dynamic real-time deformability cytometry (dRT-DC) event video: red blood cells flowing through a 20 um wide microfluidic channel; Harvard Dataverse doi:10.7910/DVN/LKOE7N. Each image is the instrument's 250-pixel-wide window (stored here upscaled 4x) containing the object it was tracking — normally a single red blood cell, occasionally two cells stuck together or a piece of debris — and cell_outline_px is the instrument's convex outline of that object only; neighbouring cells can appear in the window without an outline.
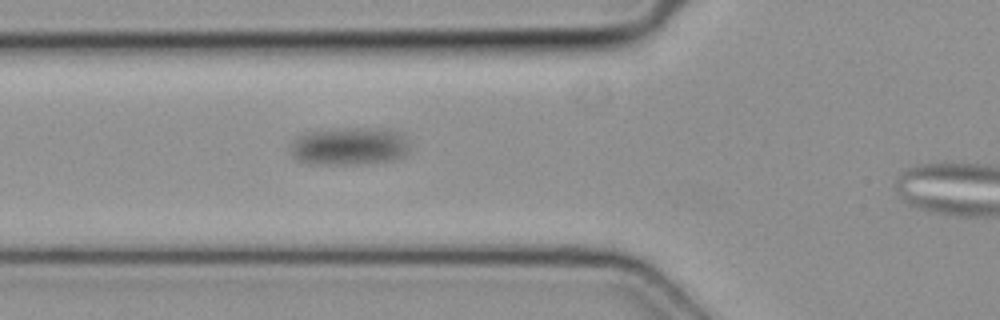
{"species": "common noctule bat (a hibernating species)", "species_latin": "Nyctalus noctula", "temperature_condition": "cold", "stored_images_in_passage": 7, "camera_frame_rate_fps": 3000, "um_per_image_px": 0.085, "animal": {"sex": "female", "body_mass_g": 19.3, "forearm_length_mm": 54.1}, "frame": {"image": 1, "passage_image": 7, "time_ms": 2.0, "image_size_px": [1000, 320], "cell_outline_px": [[408, 152], [404, 156], [392, 160], [356, 164], [312, 164], [296, 160], [292, 156], [288, 144], [296, 136], [304, 132], [336, 128], [392, 128], [404, 132], [408, 144]], "centroid_in_image_um": [29.67, 12.4], "position_along_channel_um": 96.1, "area_um2": 27.11}}